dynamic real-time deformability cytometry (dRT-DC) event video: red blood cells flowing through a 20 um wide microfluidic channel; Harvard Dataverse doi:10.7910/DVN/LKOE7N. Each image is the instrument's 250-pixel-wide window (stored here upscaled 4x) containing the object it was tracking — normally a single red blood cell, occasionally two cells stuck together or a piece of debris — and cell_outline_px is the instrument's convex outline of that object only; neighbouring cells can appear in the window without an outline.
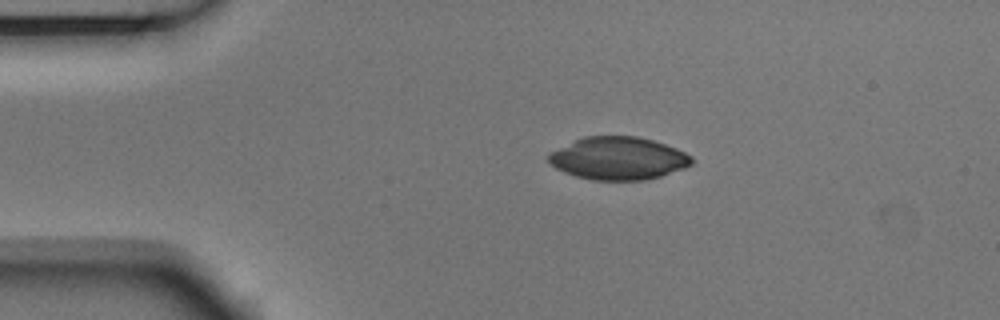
{"species": "Egyptian fruit bat (a non-hibernating species)", "species_latin": "Rousettus aegyptiacus", "temperature_condition": "room temperature", "stored_images_in_passage": 2, "camera_frame_rate_fps": 3000, "um_per_image_px": 0.085, "animal": {"sex": "male"}, "frame": {"image": 1, "passage_image": 1, "time_ms": 0.0, "image_size_px": [1000, 320], "cell_outline_px": [[692, 164], [684, 168], [660, 176], [644, 180], [592, 180], [576, 176], [564, 172], [556, 168], [548, 160], [548, 152], [584, 136], [636, 136], [652, 140], [676, 148], [692, 156]], "centroid_in_image_um": [52.53, 13.46], "position_along_channel_um": 32.5, "area_um2": 35.55}}